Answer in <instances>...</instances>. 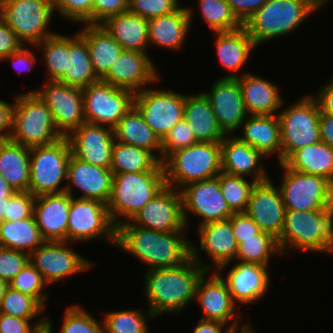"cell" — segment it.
I'll use <instances>...</instances> for the list:
<instances>
[{"mask_svg":"<svg viewBox=\"0 0 333 333\" xmlns=\"http://www.w3.org/2000/svg\"><path fill=\"white\" fill-rule=\"evenodd\" d=\"M33 91L49 108L55 127L63 137L86 122L81 88L48 81L43 89Z\"/></svg>","mask_w":333,"mask_h":333,"instance_id":"obj_16","label":"cell"},{"mask_svg":"<svg viewBox=\"0 0 333 333\" xmlns=\"http://www.w3.org/2000/svg\"><path fill=\"white\" fill-rule=\"evenodd\" d=\"M123 48L146 52L149 44L148 20L126 11L107 18L100 24Z\"/></svg>","mask_w":333,"mask_h":333,"instance_id":"obj_32","label":"cell"},{"mask_svg":"<svg viewBox=\"0 0 333 333\" xmlns=\"http://www.w3.org/2000/svg\"><path fill=\"white\" fill-rule=\"evenodd\" d=\"M31 320L0 314V333H38L45 328V317L33 325L29 323Z\"/></svg>","mask_w":333,"mask_h":333,"instance_id":"obj_55","label":"cell"},{"mask_svg":"<svg viewBox=\"0 0 333 333\" xmlns=\"http://www.w3.org/2000/svg\"><path fill=\"white\" fill-rule=\"evenodd\" d=\"M99 80L86 40L79 33H76L75 37H68L67 71L59 82L83 89Z\"/></svg>","mask_w":333,"mask_h":333,"instance_id":"obj_39","label":"cell"},{"mask_svg":"<svg viewBox=\"0 0 333 333\" xmlns=\"http://www.w3.org/2000/svg\"><path fill=\"white\" fill-rule=\"evenodd\" d=\"M320 139L333 148V116L320 113Z\"/></svg>","mask_w":333,"mask_h":333,"instance_id":"obj_64","label":"cell"},{"mask_svg":"<svg viewBox=\"0 0 333 333\" xmlns=\"http://www.w3.org/2000/svg\"><path fill=\"white\" fill-rule=\"evenodd\" d=\"M227 136L220 142L222 172L239 177L251 175L256 183L268 180L270 177L260 162L265 156L236 136Z\"/></svg>","mask_w":333,"mask_h":333,"instance_id":"obj_26","label":"cell"},{"mask_svg":"<svg viewBox=\"0 0 333 333\" xmlns=\"http://www.w3.org/2000/svg\"><path fill=\"white\" fill-rule=\"evenodd\" d=\"M54 11L74 23L93 25V0H51Z\"/></svg>","mask_w":333,"mask_h":333,"instance_id":"obj_52","label":"cell"},{"mask_svg":"<svg viewBox=\"0 0 333 333\" xmlns=\"http://www.w3.org/2000/svg\"><path fill=\"white\" fill-rule=\"evenodd\" d=\"M135 94L101 79L82 89L84 118L87 123L114 128L134 105Z\"/></svg>","mask_w":333,"mask_h":333,"instance_id":"obj_12","label":"cell"},{"mask_svg":"<svg viewBox=\"0 0 333 333\" xmlns=\"http://www.w3.org/2000/svg\"><path fill=\"white\" fill-rule=\"evenodd\" d=\"M231 224L237 244L242 242V239L255 238V235L261 232L259 226L245 212L233 213Z\"/></svg>","mask_w":333,"mask_h":333,"instance_id":"obj_57","label":"cell"},{"mask_svg":"<svg viewBox=\"0 0 333 333\" xmlns=\"http://www.w3.org/2000/svg\"><path fill=\"white\" fill-rule=\"evenodd\" d=\"M14 193L15 190L0 175V200H5L7 197H11Z\"/></svg>","mask_w":333,"mask_h":333,"instance_id":"obj_65","label":"cell"},{"mask_svg":"<svg viewBox=\"0 0 333 333\" xmlns=\"http://www.w3.org/2000/svg\"><path fill=\"white\" fill-rule=\"evenodd\" d=\"M198 1L204 21L214 32L231 31L243 26L226 0Z\"/></svg>","mask_w":333,"mask_h":333,"instance_id":"obj_45","label":"cell"},{"mask_svg":"<svg viewBox=\"0 0 333 333\" xmlns=\"http://www.w3.org/2000/svg\"><path fill=\"white\" fill-rule=\"evenodd\" d=\"M178 4V0H128V11L150 20L177 11Z\"/></svg>","mask_w":333,"mask_h":333,"instance_id":"obj_51","label":"cell"},{"mask_svg":"<svg viewBox=\"0 0 333 333\" xmlns=\"http://www.w3.org/2000/svg\"><path fill=\"white\" fill-rule=\"evenodd\" d=\"M5 212H6V199L0 200V221H4Z\"/></svg>","mask_w":333,"mask_h":333,"instance_id":"obj_68","label":"cell"},{"mask_svg":"<svg viewBox=\"0 0 333 333\" xmlns=\"http://www.w3.org/2000/svg\"><path fill=\"white\" fill-rule=\"evenodd\" d=\"M12 59V63H14V67L16 70L26 72L31 70L33 68L34 63H36V57L33 52H31L29 49H25L23 46L17 51L6 58H4L2 61Z\"/></svg>","mask_w":333,"mask_h":333,"instance_id":"obj_60","label":"cell"},{"mask_svg":"<svg viewBox=\"0 0 333 333\" xmlns=\"http://www.w3.org/2000/svg\"><path fill=\"white\" fill-rule=\"evenodd\" d=\"M223 326L226 324L220 321L200 319L193 333H236L230 326L222 330Z\"/></svg>","mask_w":333,"mask_h":333,"instance_id":"obj_63","label":"cell"},{"mask_svg":"<svg viewBox=\"0 0 333 333\" xmlns=\"http://www.w3.org/2000/svg\"><path fill=\"white\" fill-rule=\"evenodd\" d=\"M278 164L285 171L279 189L286 210L316 211L333 205V184L329 180Z\"/></svg>","mask_w":333,"mask_h":333,"instance_id":"obj_11","label":"cell"},{"mask_svg":"<svg viewBox=\"0 0 333 333\" xmlns=\"http://www.w3.org/2000/svg\"><path fill=\"white\" fill-rule=\"evenodd\" d=\"M284 164L295 171L326 178L333 184V148L325 142L298 149Z\"/></svg>","mask_w":333,"mask_h":333,"instance_id":"obj_38","label":"cell"},{"mask_svg":"<svg viewBox=\"0 0 333 333\" xmlns=\"http://www.w3.org/2000/svg\"><path fill=\"white\" fill-rule=\"evenodd\" d=\"M193 11L180 7L177 11L148 20L149 44L179 50L191 28Z\"/></svg>","mask_w":333,"mask_h":333,"instance_id":"obj_31","label":"cell"},{"mask_svg":"<svg viewBox=\"0 0 333 333\" xmlns=\"http://www.w3.org/2000/svg\"><path fill=\"white\" fill-rule=\"evenodd\" d=\"M281 254L295 250L333 253V205L325 210H286L277 239Z\"/></svg>","mask_w":333,"mask_h":333,"instance_id":"obj_3","label":"cell"},{"mask_svg":"<svg viewBox=\"0 0 333 333\" xmlns=\"http://www.w3.org/2000/svg\"><path fill=\"white\" fill-rule=\"evenodd\" d=\"M315 100L318 103L320 113L333 116V79L321 87Z\"/></svg>","mask_w":333,"mask_h":333,"instance_id":"obj_62","label":"cell"},{"mask_svg":"<svg viewBox=\"0 0 333 333\" xmlns=\"http://www.w3.org/2000/svg\"><path fill=\"white\" fill-rule=\"evenodd\" d=\"M71 147L67 137L55 143L30 148V182L28 191L33 196L64 193L66 187H59L67 179Z\"/></svg>","mask_w":333,"mask_h":333,"instance_id":"obj_8","label":"cell"},{"mask_svg":"<svg viewBox=\"0 0 333 333\" xmlns=\"http://www.w3.org/2000/svg\"><path fill=\"white\" fill-rule=\"evenodd\" d=\"M285 211L281 191L274 186L270 178L253 186L245 213L261 231L278 239L283 229Z\"/></svg>","mask_w":333,"mask_h":333,"instance_id":"obj_20","label":"cell"},{"mask_svg":"<svg viewBox=\"0 0 333 333\" xmlns=\"http://www.w3.org/2000/svg\"><path fill=\"white\" fill-rule=\"evenodd\" d=\"M29 263V253L0 247V279L10 282Z\"/></svg>","mask_w":333,"mask_h":333,"instance_id":"obj_54","label":"cell"},{"mask_svg":"<svg viewBox=\"0 0 333 333\" xmlns=\"http://www.w3.org/2000/svg\"><path fill=\"white\" fill-rule=\"evenodd\" d=\"M46 285L41 273L30 262L9 282V287L33 297L43 308L49 296L42 293Z\"/></svg>","mask_w":333,"mask_h":333,"instance_id":"obj_48","label":"cell"},{"mask_svg":"<svg viewBox=\"0 0 333 333\" xmlns=\"http://www.w3.org/2000/svg\"><path fill=\"white\" fill-rule=\"evenodd\" d=\"M245 333H255L254 330L250 329L248 332Z\"/></svg>","mask_w":333,"mask_h":333,"instance_id":"obj_70","label":"cell"},{"mask_svg":"<svg viewBox=\"0 0 333 333\" xmlns=\"http://www.w3.org/2000/svg\"><path fill=\"white\" fill-rule=\"evenodd\" d=\"M84 25L78 33L86 40L96 76L102 79L123 48L101 25Z\"/></svg>","mask_w":333,"mask_h":333,"instance_id":"obj_35","label":"cell"},{"mask_svg":"<svg viewBox=\"0 0 333 333\" xmlns=\"http://www.w3.org/2000/svg\"><path fill=\"white\" fill-rule=\"evenodd\" d=\"M78 305L66 309L61 333H103V323Z\"/></svg>","mask_w":333,"mask_h":333,"instance_id":"obj_49","label":"cell"},{"mask_svg":"<svg viewBox=\"0 0 333 333\" xmlns=\"http://www.w3.org/2000/svg\"><path fill=\"white\" fill-rule=\"evenodd\" d=\"M183 216L188 227V212L202 217L200 226L209 222L229 219L233 212L228 207L219 185V175L192 182L180 188Z\"/></svg>","mask_w":333,"mask_h":333,"instance_id":"obj_18","label":"cell"},{"mask_svg":"<svg viewBox=\"0 0 333 333\" xmlns=\"http://www.w3.org/2000/svg\"><path fill=\"white\" fill-rule=\"evenodd\" d=\"M209 273L213 274H209V277L207 276L208 271L205 272L196 286L195 299L199 301L203 311L201 319L215 320L226 324L235 315V320L229 326L236 333H245L253 329L249 323H244L241 325L242 327L238 328L240 326L238 321H240L239 319L242 321V315L235 313L236 303L232 299L226 282L216 271H209Z\"/></svg>","mask_w":333,"mask_h":333,"instance_id":"obj_15","label":"cell"},{"mask_svg":"<svg viewBox=\"0 0 333 333\" xmlns=\"http://www.w3.org/2000/svg\"><path fill=\"white\" fill-rule=\"evenodd\" d=\"M115 141L137 146L154 154L162 151L160 138L145 122L142 114L133 105L113 128Z\"/></svg>","mask_w":333,"mask_h":333,"instance_id":"obj_37","label":"cell"},{"mask_svg":"<svg viewBox=\"0 0 333 333\" xmlns=\"http://www.w3.org/2000/svg\"><path fill=\"white\" fill-rule=\"evenodd\" d=\"M113 174L111 195L106 205L115 227L131 221L166 186L164 171ZM122 216L125 218L121 221Z\"/></svg>","mask_w":333,"mask_h":333,"instance_id":"obj_4","label":"cell"},{"mask_svg":"<svg viewBox=\"0 0 333 333\" xmlns=\"http://www.w3.org/2000/svg\"><path fill=\"white\" fill-rule=\"evenodd\" d=\"M35 200L36 197L29 191H15L11 197L6 198L4 221H17L32 217Z\"/></svg>","mask_w":333,"mask_h":333,"instance_id":"obj_53","label":"cell"},{"mask_svg":"<svg viewBox=\"0 0 333 333\" xmlns=\"http://www.w3.org/2000/svg\"><path fill=\"white\" fill-rule=\"evenodd\" d=\"M9 140L27 147L50 145L63 136L47 105L34 92L17 95Z\"/></svg>","mask_w":333,"mask_h":333,"instance_id":"obj_7","label":"cell"},{"mask_svg":"<svg viewBox=\"0 0 333 333\" xmlns=\"http://www.w3.org/2000/svg\"><path fill=\"white\" fill-rule=\"evenodd\" d=\"M43 307L26 294L8 287L0 303V314H7L23 319H32L43 312Z\"/></svg>","mask_w":333,"mask_h":333,"instance_id":"obj_47","label":"cell"},{"mask_svg":"<svg viewBox=\"0 0 333 333\" xmlns=\"http://www.w3.org/2000/svg\"><path fill=\"white\" fill-rule=\"evenodd\" d=\"M175 190L176 187L166 185L130 222L158 232H186L181 193Z\"/></svg>","mask_w":333,"mask_h":333,"instance_id":"obj_17","label":"cell"},{"mask_svg":"<svg viewBox=\"0 0 333 333\" xmlns=\"http://www.w3.org/2000/svg\"><path fill=\"white\" fill-rule=\"evenodd\" d=\"M24 44L9 26L0 20V61L17 52Z\"/></svg>","mask_w":333,"mask_h":333,"instance_id":"obj_58","label":"cell"},{"mask_svg":"<svg viewBox=\"0 0 333 333\" xmlns=\"http://www.w3.org/2000/svg\"><path fill=\"white\" fill-rule=\"evenodd\" d=\"M139 310H121L107 312L102 321L103 333H148L147 318H154L150 310L144 315Z\"/></svg>","mask_w":333,"mask_h":333,"instance_id":"obj_44","label":"cell"},{"mask_svg":"<svg viewBox=\"0 0 333 333\" xmlns=\"http://www.w3.org/2000/svg\"><path fill=\"white\" fill-rule=\"evenodd\" d=\"M128 11V0H93V25H100L107 18Z\"/></svg>","mask_w":333,"mask_h":333,"instance_id":"obj_56","label":"cell"},{"mask_svg":"<svg viewBox=\"0 0 333 333\" xmlns=\"http://www.w3.org/2000/svg\"><path fill=\"white\" fill-rule=\"evenodd\" d=\"M53 11L51 0H0V20L23 44L35 46L56 34L46 30Z\"/></svg>","mask_w":333,"mask_h":333,"instance_id":"obj_10","label":"cell"},{"mask_svg":"<svg viewBox=\"0 0 333 333\" xmlns=\"http://www.w3.org/2000/svg\"><path fill=\"white\" fill-rule=\"evenodd\" d=\"M197 249L191 245V257L181 265L146 271L144 292L154 316L180 313L195 300L199 279L205 272L212 271V266L200 260Z\"/></svg>","mask_w":333,"mask_h":333,"instance_id":"obj_1","label":"cell"},{"mask_svg":"<svg viewBox=\"0 0 333 333\" xmlns=\"http://www.w3.org/2000/svg\"><path fill=\"white\" fill-rule=\"evenodd\" d=\"M66 244V241H45L29 254V262L41 273L47 284H53L93 266Z\"/></svg>","mask_w":333,"mask_h":333,"instance_id":"obj_19","label":"cell"},{"mask_svg":"<svg viewBox=\"0 0 333 333\" xmlns=\"http://www.w3.org/2000/svg\"><path fill=\"white\" fill-rule=\"evenodd\" d=\"M67 139L74 157L103 168H110L112 147L115 142L113 128L83 123Z\"/></svg>","mask_w":333,"mask_h":333,"instance_id":"obj_22","label":"cell"},{"mask_svg":"<svg viewBox=\"0 0 333 333\" xmlns=\"http://www.w3.org/2000/svg\"><path fill=\"white\" fill-rule=\"evenodd\" d=\"M240 128L243 136H236L240 141L259 150L264 156L278 154L281 163V132L278 115H249Z\"/></svg>","mask_w":333,"mask_h":333,"instance_id":"obj_29","label":"cell"},{"mask_svg":"<svg viewBox=\"0 0 333 333\" xmlns=\"http://www.w3.org/2000/svg\"><path fill=\"white\" fill-rule=\"evenodd\" d=\"M237 19L244 25L245 22L258 10L267 0H226Z\"/></svg>","mask_w":333,"mask_h":333,"instance_id":"obj_59","label":"cell"},{"mask_svg":"<svg viewBox=\"0 0 333 333\" xmlns=\"http://www.w3.org/2000/svg\"><path fill=\"white\" fill-rule=\"evenodd\" d=\"M186 95L166 90L143 89L134 96V106L162 140L183 119Z\"/></svg>","mask_w":333,"mask_h":333,"instance_id":"obj_14","label":"cell"},{"mask_svg":"<svg viewBox=\"0 0 333 333\" xmlns=\"http://www.w3.org/2000/svg\"><path fill=\"white\" fill-rule=\"evenodd\" d=\"M276 253H281L277 238L261 231L255 238L242 239L238 243L235 258H239L240 262L267 266L269 259Z\"/></svg>","mask_w":333,"mask_h":333,"instance_id":"obj_42","label":"cell"},{"mask_svg":"<svg viewBox=\"0 0 333 333\" xmlns=\"http://www.w3.org/2000/svg\"><path fill=\"white\" fill-rule=\"evenodd\" d=\"M70 195L44 194L36 196L34 217L41 236L45 241H66Z\"/></svg>","mask_w":333,"mask_h":333,"instance_id":"obj_25","label":"cell"},{"mask_svg":"<svg viewBox=\"0 0 333 333\" xmlns=\"http://www.w3.org/2000/svg\"><path fill=\"white\" fill-rule=\"evenodd\" d=\"M182 233L158 232L129 221L116 227V245L146 263L148 270L175 267L191 257L194 244Z\"/></svg>","mask_w":333,"mask_h":333,"instance_id":"obj_2","label":"cell"},{"mask_svg":"<svg viewBox=\"0 0 333 333\" xmlns=\"http://www.w3.org/2000/svg\"><path fill=\"white\" fill-rule=\"evenodd\" d=\"M112 173L164 171L160 157L137 146L115 141L112 147Z\"/></svg>","mask_w":333,"mask_h":333,"instance_id":"obj_40","label":"cell"},{"mask_svg":"<svg viewBox=\"0 0 333 333\" xmlns=\"http://www.w3.org/2000/svg\"><path fill=\"white\" fill-rule=\"evenodd\" d=\"M116 244V227L106 204L95 199L70 196L68 215V241H87L101 237Z\"/></svg>","mask_w":333,"mask_h":333,"instance_id":"obj_13","label":"cell"},{"mask_svg":"<svg viewBox=\"0 0 333 333\" xmlns=\"http://www.w3.org/2000/svg\"><path fill=\"white\" fill-rule=\"evenodd\" d=\"M322 6L318 0H267L243 26L257 46L294 31Z\"/></svg>","mask_w":333,"mask_h":333,"instance_id":"obj_5","label":"cell"},{"mask_svg":"<svg viewBox=\"0 0 333 333\" xmlns=\"http://www.w3.org/2000/svg\"><path fill=\"white\" fill-rule=\"evenodd\" d=\"M221 130L236 132L247 116L237 78H219L206 93Z\"/></svg>","mask_w":333,"mask_h":333,"instance_id":"obj_23","label":"cell"},{"mask_svg":"<svg viewBox=\"0 0 333 333\" xmlns=\"http://www.w3.org/2000/svg\"><path fill=\"white\" fill-rule=\"evenodd\" d=\"M197 143L191 128L183 118L161 140L162 151L160 162L162 163L170 154Z\"/></svg>","mask_w":333,"mask_h":333,"instance_id":"obj_50","label":"cell"},{"mask_svg":"<svg viewBox=\"0 0 333 333\" xmlns=\"http://www.w3.org/2000/svg\"><path fill=\"white\" fill-rule=\"evenodd\" d=\"M113 176L110 168L96 166L71 155L67 168L68 185L65 184V192L73 197L72 188L75 186L82 191V196L79 198L95 199L107 204L111 195Z\"/></svg>","mask_w":333,"mask_h":333,"instance_id":"obj_24","label":"cell"},{"mask_svg":"<svg viewBox=\"0 0 333 333\" xmlns=\"http://www.w3.org/2000/svg\"><path fill=\"white\" fill-rule=\"evenodd\" d=\"M319 118L318 103L314 96L310 95L279 112L281 163H284L298 149L321 141Z\"/></svg>","mask_w":333,"mask_h":333,"instance_id":"obj_9","label":"cell"},{"mask_svg":"<svg viewBox=\"0 0 333 333\" xmlns=\"http://www.w3.org/2000/svg\"><path fill=\"white\" fill-rule=\"evenodd\" d=\"M46 324H45V328L41 329L38 333H53V329H52V323L50 320H48L49 317H46Z\"/></svg>","mask_w":333,"mask_h":333,"instance_id":"obj_67","label":"cell"},{"mask_svg":"<svg viewBox=\"0 0 333 333\" xmlns=\"http://www.w3.org/2000/svg\"><path fill=\"white\" fill-rule=\"evenodd\" d=\"M15 102L9 104L0 99V141L8 140L12 130ZM6 131V132H3Z\"/></svg>","mask_w":333,"mask_h":333,"instance_id":"obj_61","label":"cell"},{"mask_svg":"<svg viewBox=\"0 0 333 333\" xmlns=\"http://www.w3.org/2000/svg\"><path fill=\"white\" fill-rule=\"evenodd\" d=\"M267 266L238 262L226 275V282L233 301L253 303L265 296L269 288Z\"/></svg>","mask_w":333,"mask_h":333,"instance_id":"obj_27","label":"cell"},{"mask_svg":"<svg viewBox=\"0 0 333 333\" xmlns=\"http://www.w3.org/2000/svg\"><path fill=\"white\" fill-rule=\"evenodd\" d=\"M255 181L248 182L244 177L219 174V185L226 203L233 213L245 212Z\"/></svg>","mask_w":333,"mask_h":333,"instance_id":"obj_46","label":"cell"},{"mask_svg":"<svg viewBox=\"0 0 333 333\" xmlns=\"http://www.w3.org/2000/svg\"><path fill=\"white\" fill-rule=\"evenodd\" d=\"M322 5L326 4L329 0H318Z\"/></svg>","mask_w":333,"mask_h":333,"instance_id":"obj_69","label":"cell"},{"mask_svg":"<svg viewBox=\"0 0 333 333\" xmlns=\"http://www.w3.org/2000/svg\"><path fill=\"white\" fill-rule=\"evenodd\" d=\"M237 79L248 114L274 115L284 104L278 87L272 82L248 72Z\"/></svg>","mask_w":333,"mask_h":333,"instance_id":"obj_30","label":"cell"},{"mask_svg":"<svg viewBox=\"0 0 333 333\" xmlns=\"http://www.w3.org/2000/svg\"><path fill=\"white\" fill-rule=\"evenodd\" d=\"M156 70L146 53L123 50L101 80L136 94L143 90L144 85L160 80Z\"/></svg>","mask_w":333,"mask_h":333,"instance_id":"obj_21","label":"cell"},{"mask_svg":"<svg viewBox=\"0 0 333 333\" xmlns=\"http://www.w3.org/2000/svg\"><path fill=\"white\" fill-rule=\"evenodd\" d=\"M42 48L49 81H59L67 71L68 36L59 33L35 45Z\"/></svg>","mask_w":333,"mask_h":333,"instance_id":"obj_43","label":"cell"},{"mask_svg":"<svg viewBox=\"0 0 333 333\" xmlns=\"http://www.w3.org/2000/svg\"><path fill=\"white\" fill-rule=\"evenodd\" d=\"M215 34L218 60L223 67L233 72L223 78H238L239 75L236 72L245 64L252 49H256V44L244 26L231 31L215 32Z\"/></svg>","mask_w":333,"mask_h":333,"instance_id":"obj_34","label":"cell"},{"mask_svg":"<svg viewBox=\"0 0 333 333\" xmlns=\"http://www.w3.org/2000/svg\"><path fill=\"white\" fill-rule=\"evenodd\" d=\"M200 248L212 258V270L221 272L237 254V242L233 235L231 217L199 226Z\"/></svg>","mask_w":333,"mask_h":333,"instance_id":"obj_28","label":"cell"},{"mask_svg":"<svg viewBox=\"0 0 333 333\" xmlns=\"http://www.w3.org/2000/svg\"><path fill=\"white\" fill-rule=\"evenodd\" d=\"M166 185L180 190L189 183L217 177L221 172V143L197 142L170 154L163 162Z\"/></svg>","mask_w":333,"mask_h":333,"instance_id":"obj_6","label":"cell"},{"mask_svg":"<svg viewBox=\"0 0 333 333\" xmlns=\"http://www.w3.org/2000/svg\"><path fill=\"white\" fill-rule=\"evenodd\" d=\"M183 118L197 142H221L226 136L204 93L186 95Z\"/></svg>","mask_w":333,"mask_h":333,"instance_id":"obj_33","label":"cell"},{"mask_svg":"<svg viewBox=\"0 0 333 333\" xmlns=\"http://www.w3.org/2000/svg\"><path fill=\"white\" fill-rule=\"evenodd\" d=\"M0 175L15 191H28L30 147L9 139L0 141Z\"/></svg>","mask_w":333,"mask_h":333,"instance_id":"obj_36","label":"cell"},{"mask_svg":"<svg viewBox=\"0 0 333 333\" xmlns=\"http://www.w3.org/2000/svg\"><path fill=\"white\" fill-rule=\"evenodd\" d=\"M9 287V283L0 279V303L5 295L6 289Z\"/></svg>","mask_w":333,"mask_h":333,"instance_id":"obj_66","label":"cell"},{"mask_svg":"<svg viewBox=\"0 0 333 333\" xmlns=\"http://www.w3.org/2000/svg\"><path fill=\"white\" fill-rule=\"evenodd\" d=\"M44 242L34 215L17 221H0V247L30 254Z\"/></svg>","mask_w":333,"mask_h":333,"instance_id":"obj_41","label":"cell"}]
</instances>
